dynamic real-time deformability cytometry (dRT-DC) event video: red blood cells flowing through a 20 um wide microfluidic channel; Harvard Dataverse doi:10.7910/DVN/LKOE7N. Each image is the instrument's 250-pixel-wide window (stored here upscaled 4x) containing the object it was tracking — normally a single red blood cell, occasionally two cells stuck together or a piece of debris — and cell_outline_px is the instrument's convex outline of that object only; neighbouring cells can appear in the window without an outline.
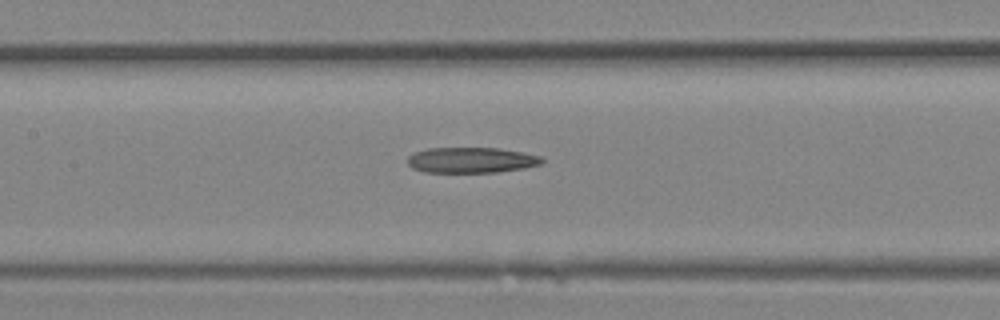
{"species": "Egyptian fruit bat (a non-hibernating species)", "species_latin": "Rousettus aegyptiacus", "temperature_condition": "room temperature", "stored_images_in_passage": 12, "camera_frame_rate_fps": 3000, "um_per_image_px": 0.085, "animal": {"sex": "female"}, "frame": {"image": 1, "passage_image": 9, "time_ms": 2.667, "image_size_px": [1000, 320], "cell_outline_px": [[544, 160], [540, 164], [524, 168], [496, 172], [424, 172], [412, 168], [408, 164], [408, 156], [416, 152], [428, 148], [496, 148], [524, 152], [540, 156]], "centroid_in_image_um": [40.06, 13.61], "position_along_channel_um": 167.3, "area_um2": 19.94}}